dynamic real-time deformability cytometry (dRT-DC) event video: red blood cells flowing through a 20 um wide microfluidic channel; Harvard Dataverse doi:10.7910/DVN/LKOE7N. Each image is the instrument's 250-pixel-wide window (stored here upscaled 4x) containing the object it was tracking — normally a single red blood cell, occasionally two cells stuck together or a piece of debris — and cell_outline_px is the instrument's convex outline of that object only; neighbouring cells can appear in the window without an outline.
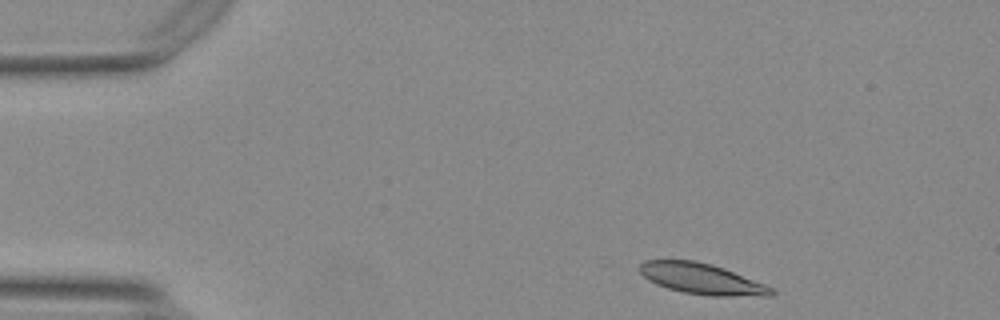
{"species": "Egyptian fruit bat (a non-hibernating species)", "species_latin": "Rousettus aegyptiacus", "temperature_condition": "warm", "stored_images_in_passage": 21, "camera_frame_rate_fps": 3000, "um_per_image_px": 0.085, "animal": {"sex": "female"}, "frame": {"image": 1, "passage_image": 2, "time_ms": 0.333, "image_size_px": [1000, 320], "cell_outline_px": [[776, 292], [772, 296], [712, 296], [684, 292], [668, 288], [656, 284], [648, 280], [640, 272], [640, 264], [644, 260], [696, 260], [712, 264], [724, 268], [764, 284], [772, 288]], "centroid_in_image_um": [59.65, 23.7], "position_along_channel_um": 25.3, "area_um2": 23.58}}
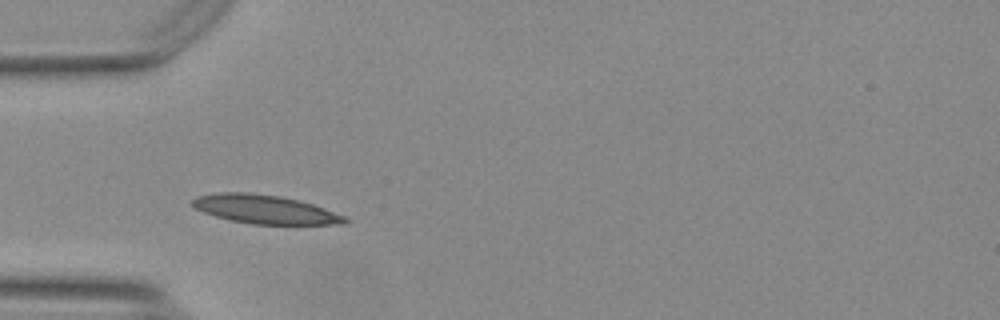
{"frame": {"image": 2, "passage_image": 11, "time_ms": 3.333, "image_size_px": [1000, 320], "cell_outline_px": [[348, 224], [252, 224], [228, 220], [204, 212], [188, 204], [196, 196], [216, 192], [248, 192], [280, 196], [312, 204], [324, 208], [344, 216], [348, 220]], "centroid_in_image_um": [22.46, 17.79], "position_along_channel_um": 62.5, "area_um2": 25.49}}
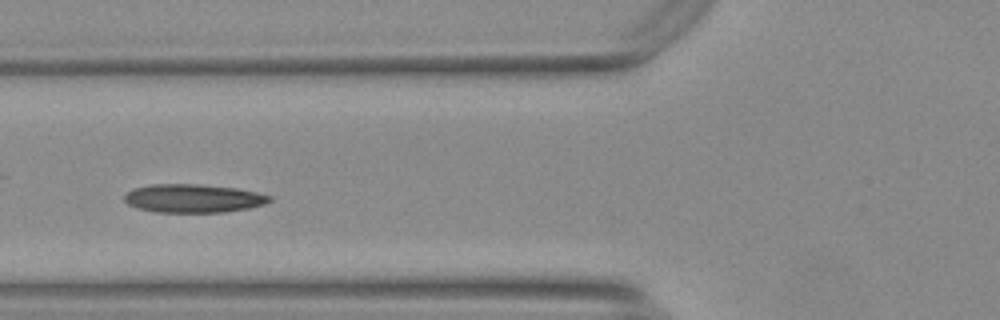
{"frame": {"image": 3, "passage_image": 15, "time_ms": 4.667, "image_size_px": [1000, 320], "cell_outline_px": [[272, 200], [264, 204], [248, 208], [224, 212], [156, 212], [136, 208], [128, 204], [124, 200], [124, 196], [132, 188], [148, 184], [200, 184], [236, 188], [256, 192], [272, 196]], "centroid_in_image_um": [16.4, 16.85], "position_along_channel_um": 109.4, "area_um2": 24.16}}